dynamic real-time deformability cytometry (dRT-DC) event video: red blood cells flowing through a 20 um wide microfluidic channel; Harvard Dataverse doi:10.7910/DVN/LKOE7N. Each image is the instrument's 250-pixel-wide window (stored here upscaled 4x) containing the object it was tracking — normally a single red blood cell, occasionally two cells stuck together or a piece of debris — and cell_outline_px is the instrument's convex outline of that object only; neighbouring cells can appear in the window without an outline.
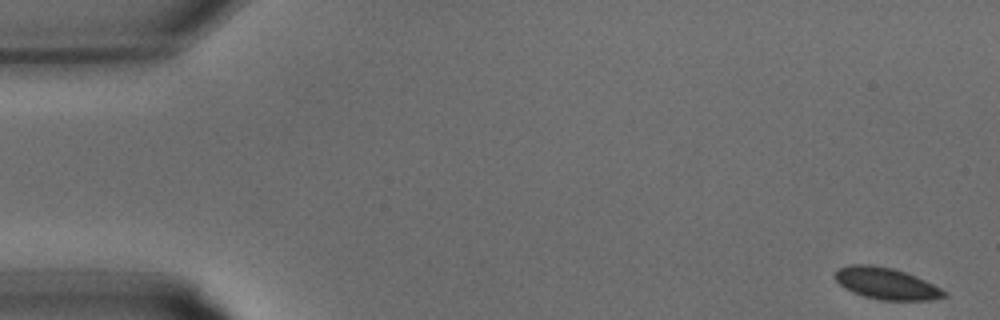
{"species": "common noctule bat (a hibernating species)", "species_latin": "Nyctalus noctula", "temperature_condition": "warm", "stored_images_in_passage": 33, "camera_frame_rate_fps": 3000, "um_per_image_px": 0.085, "animal": {"sex": "male", "body_mass_g": 15.6}, "frame": {"image": 1, "passage_image": 1, "time_ms": 0.0, "image_size_px": [1000, 320], "cell_outline_px": [[948, 296], [932, 300], [880, 300], [864, 296], [852, 292], [844, 288], [836, 280], [836, 272], [840, 268], [848, 264], [872, 264], [892, 268], [916, 276], [948, 292]], "centroid_in_image_um": [75.35, 24.1], "position_along_channel_um": 9.7, "area_um2": 20.06}}
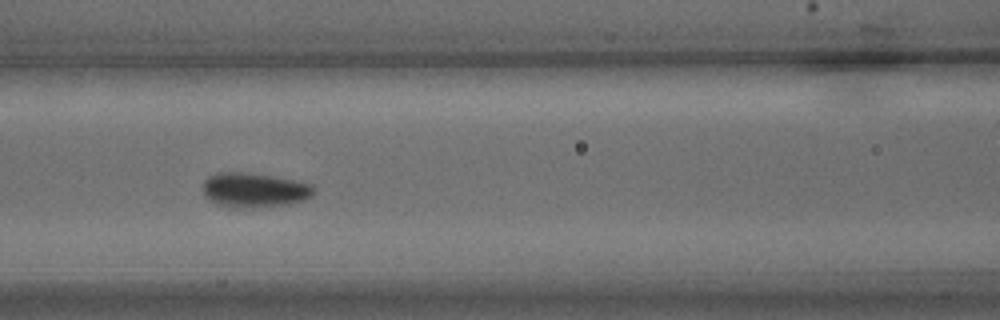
{"frame": {"image": 2, "passage_image": 14, "time_ms": 4.333, "image_size_px": [1000, 320], "cell_outline_px": [[316, 192], [312, 196], [304, 200], [288, 204], [248, 208], [232, 208], [216, 204], [208, 200], [204, 196], [204, 180], [208, 176], [216, 172], [248, 172], [300, 180], [312, 184], [316, 188]], "centroid_in_image_um": [21.64, 16.14], "position_along_channel_um": 145.0, "area_um2": 22.95}}
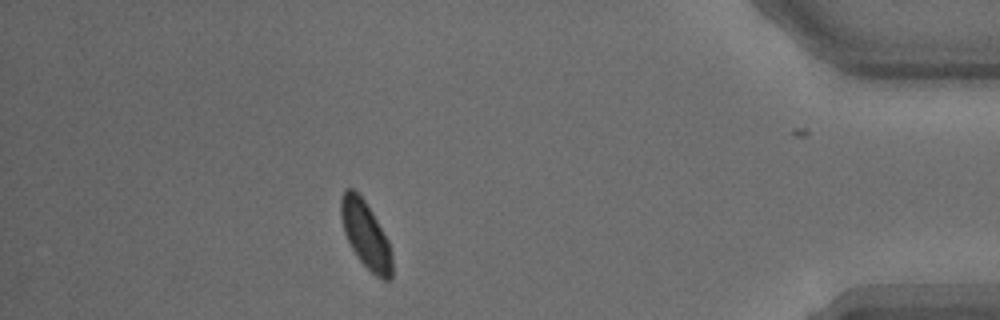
{"frame": {"image": 3, "passage_image": 29, "time_ms": 9.333, "image_size_px": [1000, 320], "cell_outline_px": [[392, 276], [388, 280], [384, 280], [376, 276], [360, 260], [352, 248], [344, 232], [340, 216], [340, 200], [344, 188], [352, 188], [364, 200], [372, 212], [388, 240], [392, 256]], "centroid_in_image_um": [31.07, 19.93], "position_along_channel_um": 404.1, "area_um2": 19.71}}